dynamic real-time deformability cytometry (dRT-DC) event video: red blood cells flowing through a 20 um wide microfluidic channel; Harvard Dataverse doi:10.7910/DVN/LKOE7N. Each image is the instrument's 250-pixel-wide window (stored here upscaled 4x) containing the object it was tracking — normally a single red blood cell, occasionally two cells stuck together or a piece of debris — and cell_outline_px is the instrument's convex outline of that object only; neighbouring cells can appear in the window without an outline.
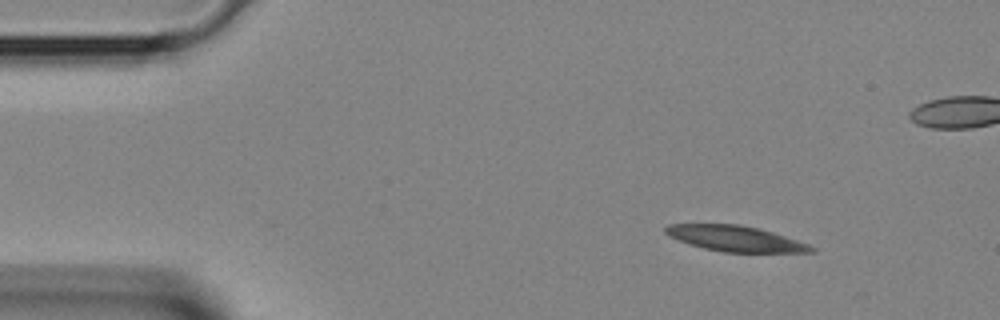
{"species": "Egyptian fruit bat (a non-hibernating species)", "species_latin": "Rousettus aegyptiacus", "temperature_condition": "room temperature", "stored_images_in_passage": 39, "camera_frame_rate_fps": 3000, "um_per_image_px": 0.085, "animal": {"sex": "female"}, "frame": {"image": 1, "passage_image": 4, "time_ms": 1.0, "image_size_px": [1000, 320], "cell_outline_px": [[816, 252], [724, 252], [704, 248], [688, 244], [668, 236], [664, 232], [664, 228], [668, 224], [740, 224], [760, 228], [808, 244], [816, 248]], "centroid_in_image_um": [62.47, 20.27], "position_along_channel_um": 22.5, "area_um2": 21.73}}
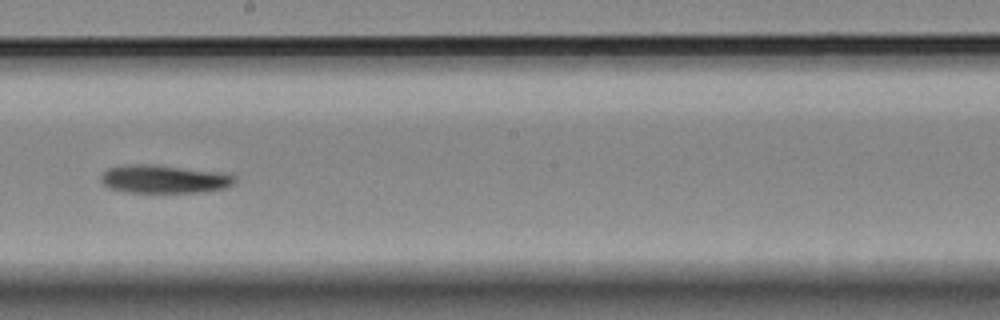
{"frame": {"image": 2, "passage_image": 21, "time_ms": 6.667, "image_size_px": [1000, 320], "cell_outline_px": [[236, 180], [228, 188], [204, 192], [128, 192], [108, 188], [100, 180], [100, 176], [108, 168], [120, 164], [160, 164], [232, 172], [236, 176]], "centroid_in_image_um": [14.04, 15.19], "position_along_channel_um": 234.2, "area_um2": 22.95}}
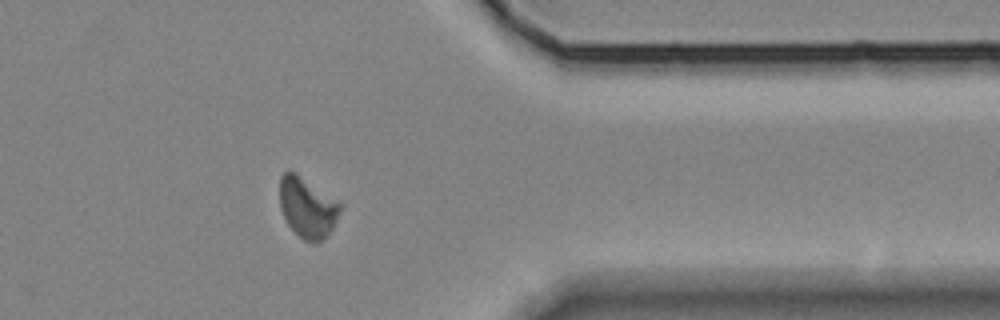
{"frame": {"image": 3, "passage_image": 31, "time_ms": 10.0, "image_size_px": [1000, 320], "cell_outline_px": [[344, 204], [332, 228], [316, 244], [304, 240], [288, 224], [280, 208], [280, 176], [288, 168], [296, 172]], "centroid_in_image_um": [26.13, 17.58], "position_along_channel_um": 385.3, "area_um2": 21.33}}